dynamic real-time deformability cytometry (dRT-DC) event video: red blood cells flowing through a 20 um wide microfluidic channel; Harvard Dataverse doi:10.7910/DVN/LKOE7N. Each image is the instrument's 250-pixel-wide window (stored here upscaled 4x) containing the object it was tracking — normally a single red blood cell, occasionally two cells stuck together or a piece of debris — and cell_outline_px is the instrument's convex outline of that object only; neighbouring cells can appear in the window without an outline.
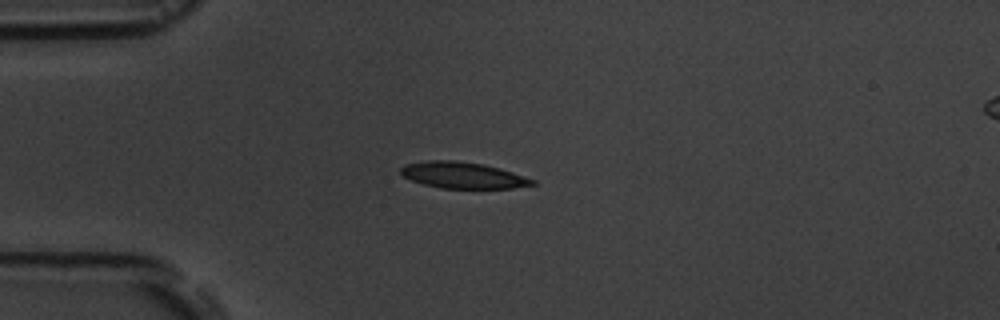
{"species": "common noctule bat (a hibernating species)", "species_latin": "Nyctalus noctula", "temperature_condition": "room temperature", "stored_images_in_passage": 6, "camera_frame_rate_fps": 3000, "um_per_image_px": 0.085, "animal": {"sex": "male", "body_mass_g": 19.5, "forearm_length_mm": 54.6}, "frame": {"image": 1, "passage_image": 4, "time_ms": 3.333, "image_size_px": [1000, 320], "cell_outline_px": [[536, 184], [512, 188], [440, 188], [424, 184], [412, 180], [404, 176], [400, 172], [400, 168], [404, 164], [428, 160], [456, 160], [484, 164], [500, 168], [536, 180]], "centroid_in_image_um": [39.34, 14.88], "position_along_channel_um": 45.7, "area_um2": 20.17}}
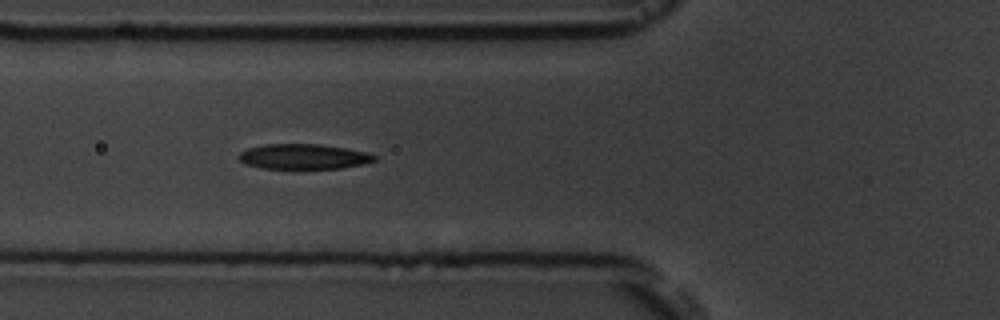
{"frame": {"image": 2, "passage_image": 6, "time_ms": 5.333, "image_size_px": [1000, 320], "cell_outline_px": [[376, 160], [364, 164], [340, 168], [264, 168], [244, 164], [240, 160], [240, 152], [248, 148], [264, 144], [320, 144], [368, 152], [376, 156]], "centroid_in_image_um": [25.82, 13.3], "position_along_channel_um": 100.0, "area_um2": 19.71}}